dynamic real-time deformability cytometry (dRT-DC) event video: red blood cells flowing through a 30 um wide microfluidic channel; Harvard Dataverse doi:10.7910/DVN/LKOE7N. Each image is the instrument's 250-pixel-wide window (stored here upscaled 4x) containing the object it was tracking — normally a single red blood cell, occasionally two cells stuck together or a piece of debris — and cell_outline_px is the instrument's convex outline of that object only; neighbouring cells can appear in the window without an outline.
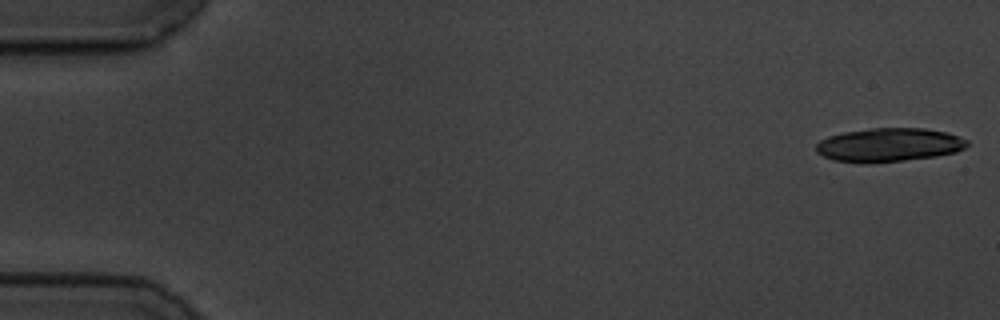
{"species": "common noctule bat (a hibernating species)", "species_latin": "Nyctalus noctula", "temperature_condition": "cold", "stored_images_in_passage": 19, "camera_frame_rate_fps": 3000, "um_per_image_px": 0.085, "animal": {"sex": "male", "body_mass_g": 19.5, "forearm_length_mm": 54.6}, "frame": {"image": 1, "passage_image": 1, "time_ms": 0.0, "image_size_px": [1000, 320], "cell_outline_px": [[968, 144], [964, 148], [956, 152], [936, 156], [904, 160], [832, 160], [816, 152], [816, 144], [820, 140], [828, 136], [844, 132], [872, 128], [924, 128], [948, 132], [968, 140]], "centroid_in_image_um": [75.61, 12.27], "position_along_channel_um": 9.4, "area_um2": 28.78}}